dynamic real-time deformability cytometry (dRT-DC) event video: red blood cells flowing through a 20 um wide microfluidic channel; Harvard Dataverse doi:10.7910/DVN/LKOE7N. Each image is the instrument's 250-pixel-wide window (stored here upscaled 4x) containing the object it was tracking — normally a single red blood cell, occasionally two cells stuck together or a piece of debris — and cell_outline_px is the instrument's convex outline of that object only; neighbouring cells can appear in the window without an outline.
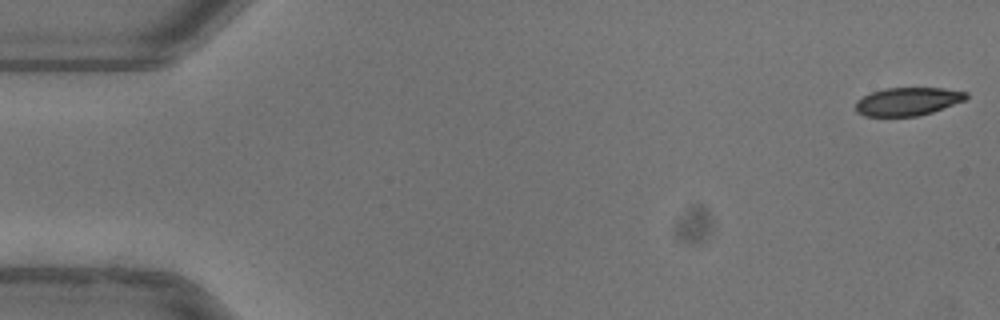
{"species": "common noctule bat (a hibernating species)", "species_latin": "Nyctalus noctula", "temperature_condition": "warm", "stored_images_in_passage": 52, "camera_frame_rate_fps": 3000, "um_per_image_px": 0.085, "animal": {"sex": "female"}, "frame": {"image": 1, "passage_image": 1, "time_ms": 0.0, "image_size_px": [1000, 320], "cell_outline_px": [[968, 96], [964, 100], [932, 112], [916, 116], [864, 116], [856, 112], [856, 100], [872, 92], [884, 88], [944, 88], [968, 92]], "centroid_in_image_um": [77.14, 8.62], "position_along_channel_um": 7.9, "area_um2": 18.03}}
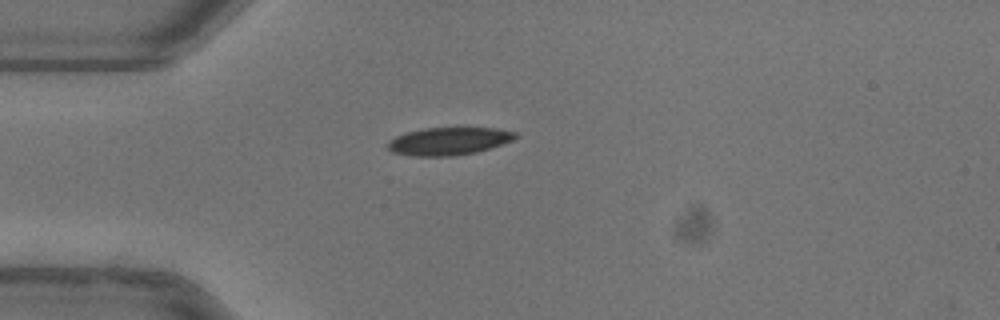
{"frame": {"image": 2, "passage_image": 14, "time_ms": 4.333, "image_size_px": [1000, 320], "cell_outline_px": [[516, 136], [512, 140], [476, 152], [452, 156], [408, 156], [392, 152], [388, 148], [388, 140], [396, 136], [408, 132], [424, 128], [496, 128], [516, 132]], "centroid_in_image_um": [38.09, 12.0], "position_along_channel_um": 46.9, "area_um2": 20.4}}
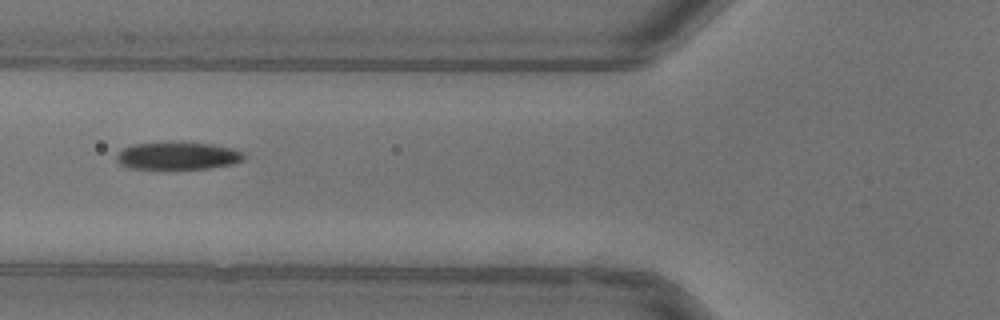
{"frame": {"image": 3, "passage_image": 20, "time_ms": 6.333, "image_size_px": [1000, 320], "cell_outline_px": [[244, 160], [232, 164], [208, 168], [128, 168], [120, 164], [116, 160], [116, 156], [124, 148], [132, 144], [168, 140], [172, 140], [212, 144], [232, 148], [244, 152]], "centroid_in_image_um": [15.1, 13.2], "position_along_channel_um": 110.7, "area_um2": 20.87}, "authors_computed_cell_mechanics": {"area_um2": 20.8369, "velocity_mm_per_s": 3.9514, "shape_relaxation_time_tau1_ms": 9.0412, "shape_relaxation_time_tau2_ms": 7.6679, "deformation_change_tau1": 0.2089, "deformation_change_tau2": 0.1066}}